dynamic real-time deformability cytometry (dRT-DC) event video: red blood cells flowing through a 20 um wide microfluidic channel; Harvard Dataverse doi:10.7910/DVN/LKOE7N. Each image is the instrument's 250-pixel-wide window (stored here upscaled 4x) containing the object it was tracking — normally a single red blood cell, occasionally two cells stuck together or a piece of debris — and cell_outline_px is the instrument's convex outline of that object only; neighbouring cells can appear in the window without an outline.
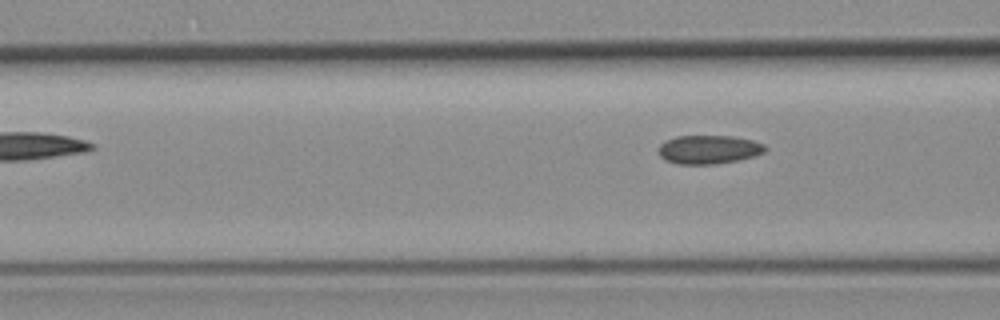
{"species": "common noctule bat (a hibernating species)", "species_latin": "Nyctalus noctula", "temperature_condition": "room temperature", "stored_images_in_passage": 6, "camera_frame_rate_fps": 3000, "um_per_image_px": 0.085, "animal": {"sex": "female", "body_mass_g": 19.3, "forearm_length_mm": 54.1}, "frame": {"image": 1, "passage_image": 6, "time_ms": 6.667, "image_size_px": [1000, 320], "cell_outline_px": [[768, 148], [764, 152], [752, 156], [736, 160], [716, 164], [680, 164], [664, 160], [660, 156], [660, 144], [676, 136], [732, 136], [752, 140], [764, 144]], "centroid_in_image_um": [60.25, 12.7], "position_along_channel_um": 106.3, "area_um2": 17.63}}